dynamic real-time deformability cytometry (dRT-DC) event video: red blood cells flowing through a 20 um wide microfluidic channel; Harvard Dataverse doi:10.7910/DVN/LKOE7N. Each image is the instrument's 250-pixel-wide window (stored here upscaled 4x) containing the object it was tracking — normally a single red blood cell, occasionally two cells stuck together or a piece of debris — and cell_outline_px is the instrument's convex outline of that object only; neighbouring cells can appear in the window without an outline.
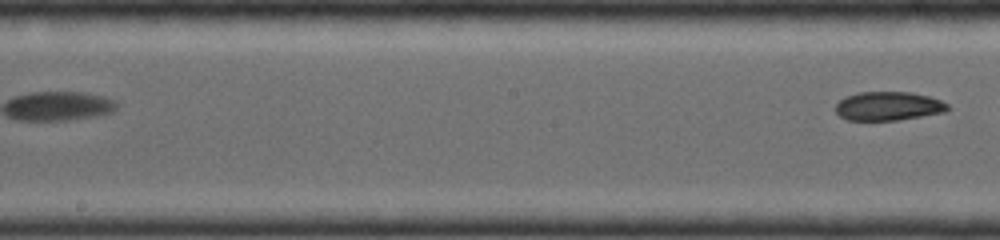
{"species": "common noctule bat (a hibernating species)", "species_latin": "Nyctalus noctula", "temperature_condition": "room temperature", "stored_images_in_passage": 16, "segment_of_instrument_passage": [2, 2], "camera_frame_rate_fps": 4000, "um_per_image_px": 0.085, "animal": {"sex": "female", "body_mass_g": 19.0, "forearm_length_mm": 56.7}, "frame": {"image": 1, "passage_image": 16, "time_ms": 8.25, "image_size_px": [1000, 240], "cell_outline_px": [[948, 108], [944, 112], [900, 120], [848, 120], [840, 116], [836, 112], [836, 104], [840, 100], [848, 96], [860, 92], [912, 92], [928, 96], [940, 100], [948, 104]], "centroid_in_image_um": [75.51, 9.02], "position_along_channel_um": 172.7, "area_um2": 18.67}}